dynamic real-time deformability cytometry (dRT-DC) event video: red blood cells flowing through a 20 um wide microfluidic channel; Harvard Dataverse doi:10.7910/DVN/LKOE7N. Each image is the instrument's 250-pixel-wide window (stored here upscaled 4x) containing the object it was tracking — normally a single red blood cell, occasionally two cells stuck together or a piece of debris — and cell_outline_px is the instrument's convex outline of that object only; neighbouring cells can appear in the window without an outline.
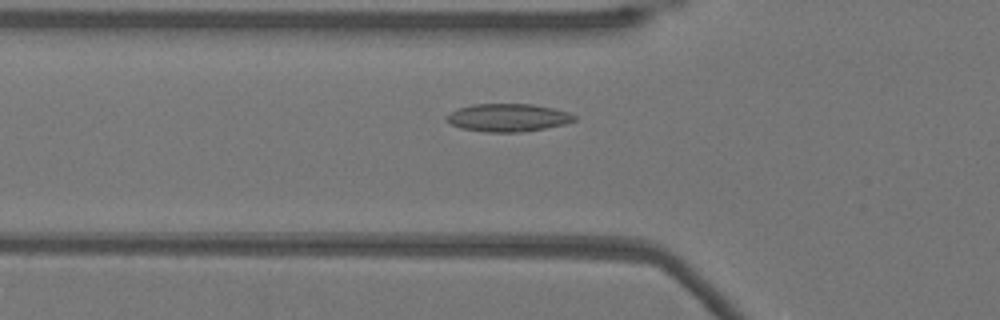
{"species": "Egyptian fruit bat (a non-hibernating species)", "species_latin": "Rousettus aegyptiacus", "temperature_condition": "warm", "stored_images_in_passage": 48, "camera_frame_rate_fps": 3000, "um_per_image_px": 0.085, "animal": {"sex": "female"}, "frame": {"image": 1, "passage_image": 14, "time_ms": 4.333, "image_size_px": [1000, 320], "cell_outline_px": [[576, 120], [564, 124], [544, 128], [520, 132], [488, 132], [464, 128], [452, 124], [444, 120], [444, 116], [460, 108], [472, 104], [532, 104], [552, 108], [568, 112], [576, 116]], "centroid_in_image_um": [43.17, 9.99], "position_along_channel_um": 82.6, "area_um2": 20.52}}
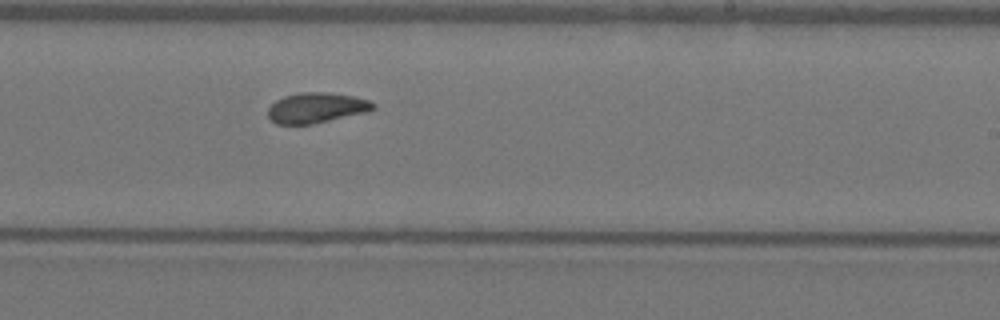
{"frame": {"image": 2, "passage_image": 28, "time_ms": 9.0, "image_size_px": [1000, 320], "cell_outline_px": [[376, 108], [368, 112], [312, 124], [276, 124], [268, 116], [268, 108], [276, 100], [284, 96], [300, 92], [328, 92], [352, 96], [368, 100], [376, 104]], "centroid_in_image_um": [26.91, 9.16], "position_along_channel_um": 262.1, "area_um2": 18.61}}
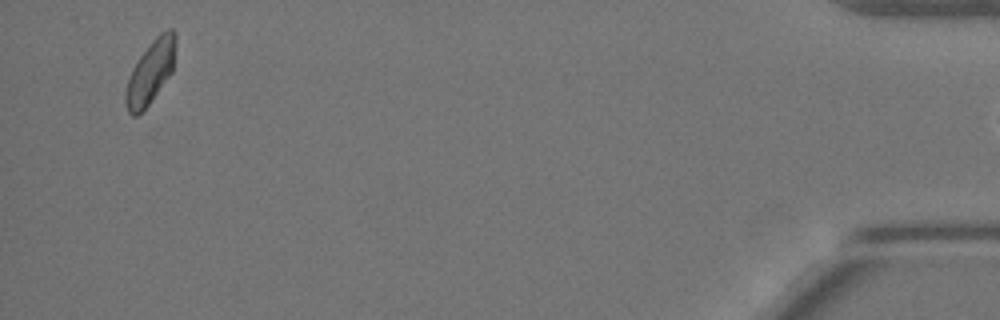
{"frame": {"image": 3, "passage_image": 47, "time_ms": 15.333, "image_size_px": [1000, 320], "cell_outline_px": [[176, 44], [172, 72], [148, 104], [136, 116], [132, 116], [128, 112], [124, 104], [124, 92], [132, 68], [140, 56], [152, 40], [160, 32], [168, 28], [172, 28], [176, 32]], "centroid_in_image_um": [12.79, 6.09], "position_along_channel_um": 422.4, "area_um2": 18.38}}